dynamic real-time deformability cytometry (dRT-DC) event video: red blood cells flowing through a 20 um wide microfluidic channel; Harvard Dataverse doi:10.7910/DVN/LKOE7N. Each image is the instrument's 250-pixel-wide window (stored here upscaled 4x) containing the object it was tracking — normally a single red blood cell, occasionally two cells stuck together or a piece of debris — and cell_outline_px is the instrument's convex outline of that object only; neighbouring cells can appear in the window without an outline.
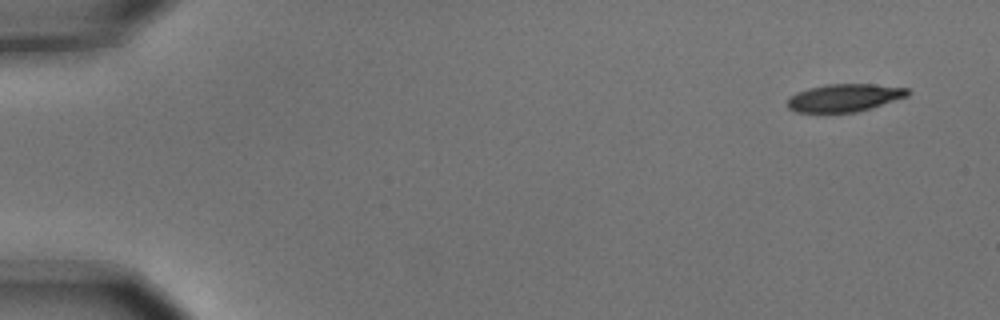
{"species": "common noctule bat (a hibernating species)", "species_latin": "Nyctalus noctula", "temperature_condition": "cold", "stored_images_in_passage": 10, "camera_frame_rate_fps": 3000, "um_per_image_px": 0.085, "animal": {"sex": "male", "body_mass_g": 15.6}, "frame": {"image": 1, "passage_image": 1, "time_ms": 0.0, "image_size_px": [1000, 320], "cell_outline_px": [[912, 92], [908, 96], [872, 108], [856, 112], [796, 112], [788, 108], [788, 96], [796, 92], [808, 88], [828, 84], [872, 84], [908, 88]], "centroid_in_image_um": [71.79, 8.3], "position_along_channel_um": 13.2, "area_um2": 19.54}}
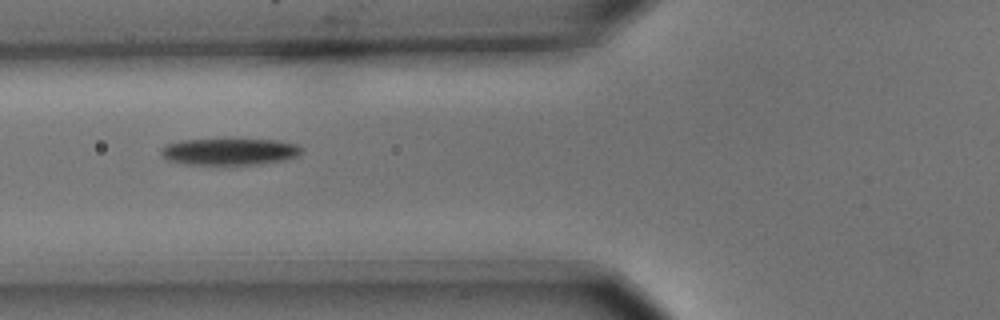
{"frame": {"image": 2, "passage_image": 6, "time_ms": 1.667, "image_size_px": [1000, 320], "cell_outline_px": [[300, 152], [296, 156], [284, 160], [260, 164], [184, 164], [168, 160], [160, 152], [164, 144], [184, 140], [272, 140], [296, 144], [300, 148]], "centroid_in_image_um": [19.46, 12.9], "position_along_channel_um": 106.3, "area_um2": 21.39}}
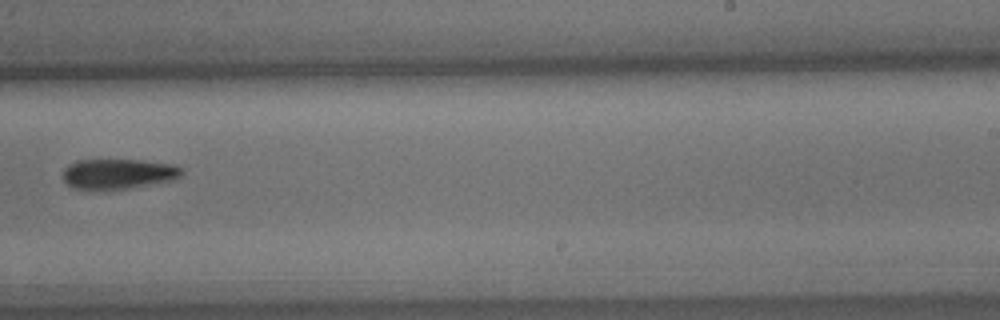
{"frame": {"image": 3, "passage_image": 10, "time_ms": 3.0, "image_size_px": [1000, 320], "cell_outline_px": [[184, 172], [180, 176], [172, 180], [128, 188], [72, 188], [64, 180], [64, 168], [68, 164], [76, 160], [140, 160], [176, 164], [184, 168]], "centroid_in_image_um": [10.1, 14.74], "position_along_channel_um": 278.9, "area_um2": 20.63}}